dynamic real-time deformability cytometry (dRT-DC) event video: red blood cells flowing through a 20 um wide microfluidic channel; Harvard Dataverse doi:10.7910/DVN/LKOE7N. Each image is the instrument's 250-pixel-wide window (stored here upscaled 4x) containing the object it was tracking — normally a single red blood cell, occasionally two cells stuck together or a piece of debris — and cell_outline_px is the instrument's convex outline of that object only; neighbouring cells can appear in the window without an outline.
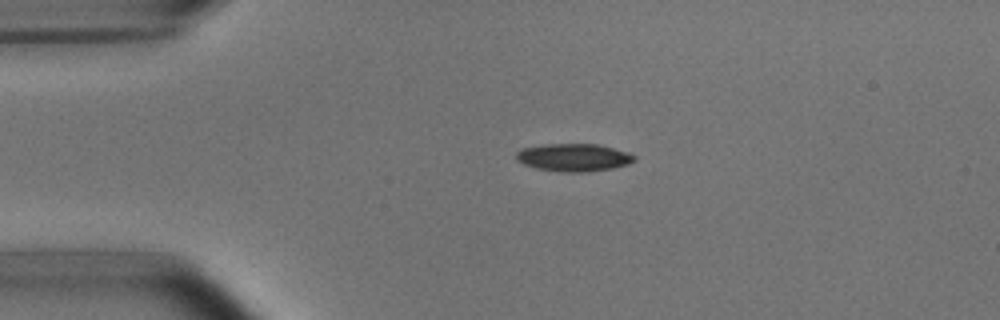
{"species": "common noctule bat (a hibernating species)", "species_latin": "Nyctalus noctula", "temperature_condition": "room temperature", "stored_images_in_passage": 42, "camera_frame_rate_fps": 3000, "um_per_image_px": 0.085, "animal": {"sex": "male", "body_mass_g": 15.6}, "frame": {"image": 1, "passage_image": 1, "time_ms": 0.0, "image_size_px": [1000, 320], "cell_outline_px": [[636, 160], [628, 164], [612, 168], [588, 172], [564, 172], [536, 168], [524, 164], [516, 160], [516, 152], [520, 148], [544, 144], [600, 144], [628, 152], [636, 156]], "centroid_in_image_um": [48.76, 13.38], "position_along_channel_um": 36.2, "area_um2": 19.25}}
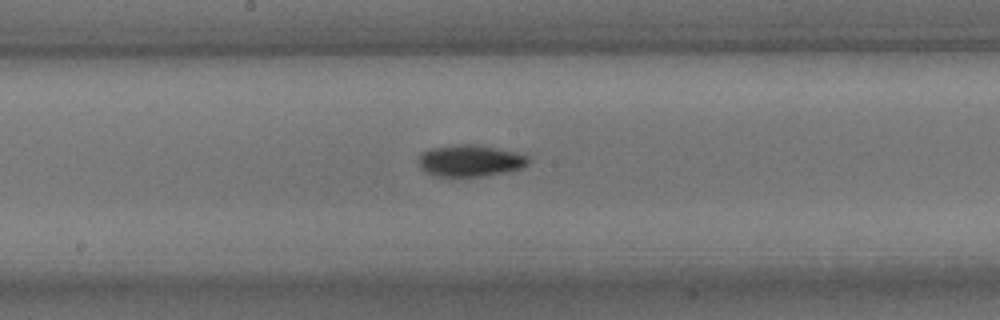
{"frame": {"image": 2, "passage_image": 17, "time_ms": 5.333, "image_size_px": [1000, 320], "cell_outline_px": [[532, 160], [524, 168], [508, 172], [484, 176], [456, 180], [436, 176], [424, 172], [420, 168], [420, 152], [432, 148], [456, 144], [476, 144], [516, 152], [528, 156]], "centroid_in_image_um": [39.97, 13.71], "position_along_channel_um": 208.2, "area_um2": 21.21}}
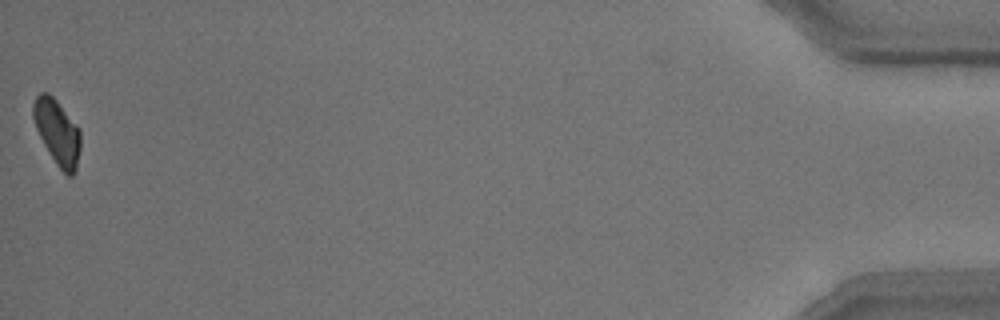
{"frame": {"image": 3, "passage_image": 42, "time_ms": 13.667, "image_size_px": [1000, 320], "cell_outline_px": [[80, 148], [76, 168], [72, 176], [68, 176], [56, 164], [44, 144], [36, 128], [32, 116], [32, 104], [36, 96], [40, 92], [48, 92], [56, 100], [80, 128]], "centroid_in_image_um": [4.86, 11.2], "position_along_channel_um": 430.3, "area_um2": 17.86}, "authors_computed_cell_mechanics": {"area_um2": 19.3919, "velocity_mm_per_s": 3.8115, "shape_relaxation_time_tau1_ms": 2.541, "shape_relaxation_time_tau2_ms": 3.2697, "deformation_change_tau1": 0.1357, "deformation_change_tau2": 0.0769}}